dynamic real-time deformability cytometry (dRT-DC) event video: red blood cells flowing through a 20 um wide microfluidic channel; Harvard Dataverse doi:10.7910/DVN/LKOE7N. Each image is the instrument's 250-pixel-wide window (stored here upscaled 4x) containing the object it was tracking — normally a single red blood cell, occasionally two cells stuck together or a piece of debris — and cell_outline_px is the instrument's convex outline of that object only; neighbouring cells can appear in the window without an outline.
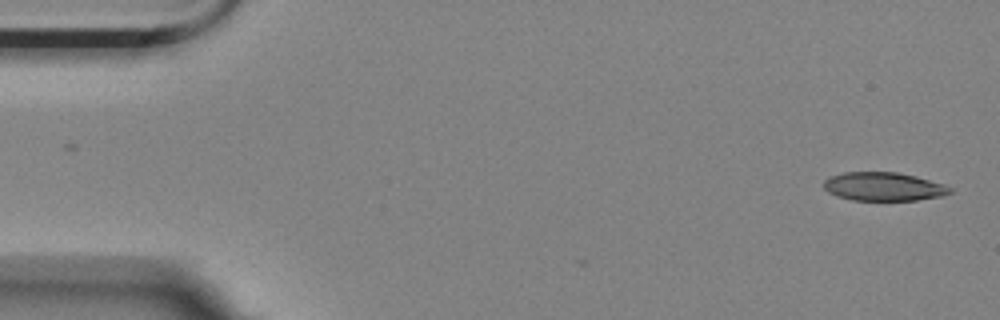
{"species": "Egyptian fruit bat (a non-hibernating species)", "species_latin": "Rousettus aegyptiacus", "temperature_condition": "room temperature", "stored_images_in_passage": 3, "camera_frame_rate_fps": 3000, "um_per_image_px": 0.085, "animal": {"sex": "female"}, "frame": {"image": 1, "passage_image": 1, "time_ms": 0.0, "image_size_px": [1000, 320], "cell_outline_px": [[952, 192], [940, 196], [916, 200], [852, 200], [836, 196], [828, 192], [824, 188], [824, 180], [828, 176], [844, 172], [896, 172], [916, 176], [944, 184], [952, 188]], "centroid_in_image_um": [75.07, 15.85], "position_along_channel_um": 9.9, "area_um2": 21.04}}